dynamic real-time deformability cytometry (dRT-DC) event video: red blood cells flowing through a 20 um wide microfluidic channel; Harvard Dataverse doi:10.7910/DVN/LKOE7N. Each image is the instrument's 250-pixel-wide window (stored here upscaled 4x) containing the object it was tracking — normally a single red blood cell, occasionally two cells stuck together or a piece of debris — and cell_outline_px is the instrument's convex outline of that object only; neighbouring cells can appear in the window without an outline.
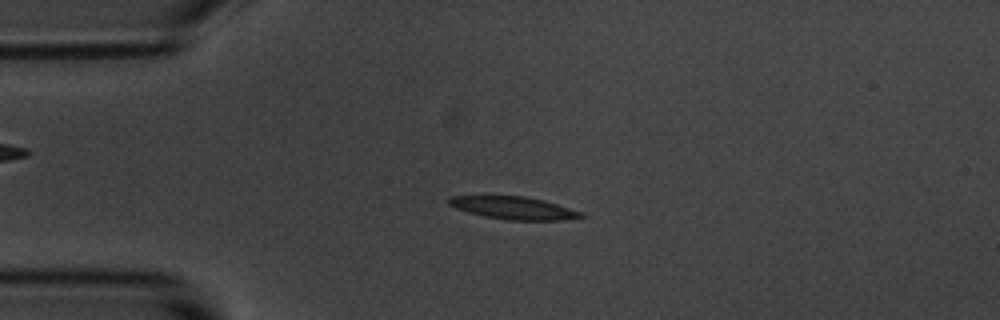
{"species": "common noctule bat (a hibernating species)", "species_latin": "Nyctalus noctula", "temperature_condition": "room temperature", "stored_images_in_passage": 5, "segment_of_instrument_passage": [1, 2], "camera_frame_rate_fps": 3000, "um_per_image_px": 0.085, "animal": {"sex": "male", "body_mass_g": 20.1, "forearm_length_mm": 53.5}, "frame": {"image": 1, "passage_image": 3, "time_ms": 2.333, "image_size_px": [1000, 320], "cell_outline_px": [[584, 216], [560, 220], [508, 220], [484, 216], [468, 212], [456, 208], [448, 204], [448, 196], [524, 196], [544, 200], [584, 212]], "centroid_in_image_um": [43.66, 17.67], "position_along_channel_um": 41.3, "area_um2": 17.34}}